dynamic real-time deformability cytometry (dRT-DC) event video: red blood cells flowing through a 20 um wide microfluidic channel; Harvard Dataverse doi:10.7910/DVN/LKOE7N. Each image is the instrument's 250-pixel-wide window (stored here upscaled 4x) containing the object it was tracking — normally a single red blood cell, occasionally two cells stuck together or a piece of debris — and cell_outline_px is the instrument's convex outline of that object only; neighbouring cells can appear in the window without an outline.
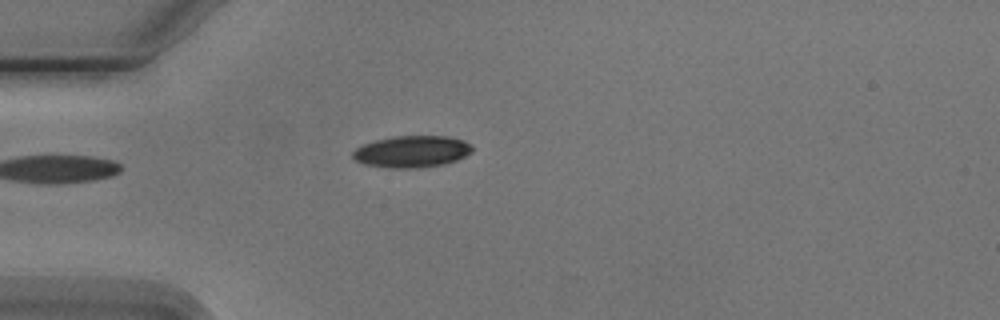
{"species": "Egyptian fruit bat (a non-hibernating species)", "species_latin": "Rousettus aegyptiacus", "temperature_condition": "cold", "stored_images_in_passage": 5, "camera_frame_rate_fps": 3000, "um_per_image_px": 0.085, "animal": {"sex": "male"}, "frame": {"image": 1, "passage_image": 4, "time_ms": 4.333, "image_size_px": [1000, 320], "cell_outline_px": [[472, 152], [456, 160], [444, 164], [416, 168], [388, 168], [364, 164], [356, 160], [352, 156], [352, 152], [356, 148], [364, 144], [376, 140], [396, 136], [448, 136], [464, 140], [472, 144]], "centroid_in_image_um": [35.02, 12.88], "position_along_channel_um": 50.0, "area_um2": 22.08}}